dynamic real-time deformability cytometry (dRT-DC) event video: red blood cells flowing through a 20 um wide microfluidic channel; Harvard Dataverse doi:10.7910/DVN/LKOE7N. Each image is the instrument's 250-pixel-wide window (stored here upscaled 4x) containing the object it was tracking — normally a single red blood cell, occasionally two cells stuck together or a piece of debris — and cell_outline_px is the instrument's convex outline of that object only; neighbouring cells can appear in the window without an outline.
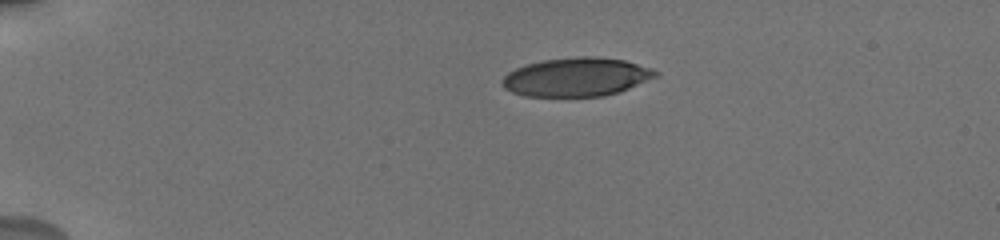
{"species": "human", "species_latin": "Homo sapiens", "temperature_condition": "cold", "stored_images_in_passage": 12, "camera_frame_rate_fps": 3000, "um_per_image_px": 0.085, "donor": {"sex": "male"}, "frame": {"image": 1, "passage_image": 1, "time_ms": 0.0, "image_size_px": [1000, 240], "cell_outline_px": [[660, 72], [656, 76], [628, 88], [604, 96], [524, 96], [512, 92], [504, 88], [500, 80], [508, 72], [516, 68], [528, 64], [544, 60], [580, 56], [596, 56], [624, 60], [652, 68]], "centroid_in_image_um": [48.98, 6.54], "position_along_channel_um": 36.0, "area_um2": 34.33}}
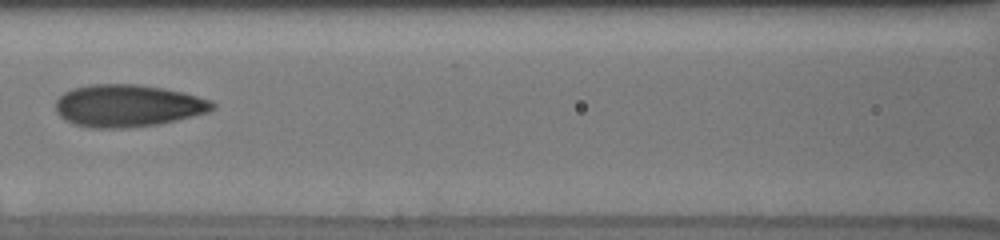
{"frame": {"image": 2, "passage_image": 10, "time_ms": 5.0, "image_size_px": [1000, 240], "cell_outline_px": [[216, 108], [208, 112], [160, 124], [124, 128], [92, 128], [72, 124], [60, 116], [56, 112], [56, 100], [64, 92], [72, 88], [92, 84], [140, 84], [164, 88], [184, 92], [212, 100], [216, 104]], "centroid_in_image_um": [10.88, 8.98], "position_along_channel_um": 155.7, "area_um2": 38.96}}
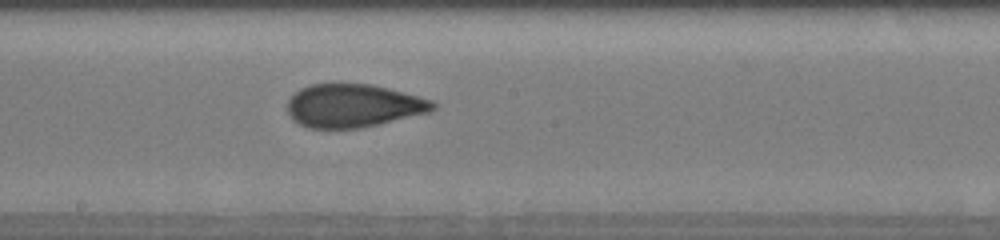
{"frame": {"image": 3, "passage_image": 12, "time_ms": 6.667, "image_size_px": [1000, 240], "cell_outline_px": [[436, 108], [432, 112], [380, 124], [360, 128], [308, 128], [292, 120], [288, 112], [288, 100], [300, 88], [312, 84], [372, 84], [436, 100]], "centroid_in_image_um": [30.09, 8.99], "position_along_channel_um": 218.1, "area_um2": 36.93}}